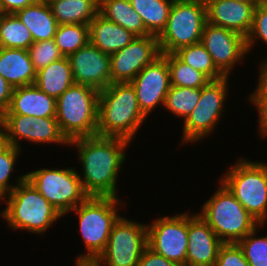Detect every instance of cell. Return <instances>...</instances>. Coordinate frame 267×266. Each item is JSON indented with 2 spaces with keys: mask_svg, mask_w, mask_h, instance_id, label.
<instances>
[{
  "mask_svg": "<svg viewBox=\"0 0 267 266\" xmlns=\"http://www.w3.org/2000/svg\"><path fill=\"white\" fill-rule=\"evenodd\" d=\"M214 266H250L237 243H223Z\"/></svg>",
  "mask_w": 267,
  "mask_h": 266,
  "instance_id": "38",
  "label": "cell"
},
{
  "mask_svg": "<svg viewBox=\"0 0 267 266\" xmlns=\"http://www.w3.org/2000/svg\"><path fill=\"white\" fill-rule=\"evenodd\" d=\"M99 92L74 84L56 100V119L68 141L97 135Z\"/></svg>",
  "mask_w": 267,
  "mask_h": 266,
  "instance_id": "4",
  "label": "cell"
},
{
  "mask_svg": "<svg viewBox=\"0 0 267 266\" xmlns=\"http://www.w3.org/2000/svg\"><path fill=\"white\" fill-rule=\"evenodd\" d=\"M26 179L62 216L89 197L75 168L39 169L27 173Z\"/></svg>",
  "mask_w": 267,
  "mask_h": 266,
  "instance_id": "9",
  "label": "cell"
},
{
  "mask_svg": "<svg viewBox=\"0 0 267 266\" xmlns=\"http://www.w3.org/2000/svg\"><path fill=\"white\" fill-rule=\"evenodd\" d=\"M38 2H41V3H45V4H51L53 1H56V0H37Z\"/></svg>",
  "mask_w": 267,
  "mask_h": 266,
  "instance_id": "44",
  "label": "cell"
},
{
  "mask_svg": "<svg viewBox=\"0 0 267 266\" xmlns=\"http://www.w3.org/2000/svg\"><path fill=\"white\" fill-rule=\"evenodd\" d=\"M0 75L13 87L35 83L36 70L26 49H0Z\"/></svg>",
  "mask_w": 267,
  "mask_h": 266,
  "instance_id": "22",
  "label": "cell"
},
{
  "mask_svg": "<svg viewBox=\"0 0 267 266\" xmlns=\"http://www.w3.org/2000/svg\"><path fill=\"white\" fill-rule=\"evenodd\" d=\"M147 247V225L120 216L104 251L95 261L100 266H138Z\"/></svg>",
  "mask_w": 267,
  "mask_h": 266,
  "instance_id": "10",
  "label": "cell"
},
{
  "mask_svg": "<svg viewBox=\"0 0 267 266\" xmlns=\"http://www.w3.org/2000/svg\"><path fill=\"white\" fill-rule=\"evenodd\" d=\"M99 14L132 32L135 36L151 35L145 29L141 16L134 10L129 0H99Z\"/></svg>",
  "mask_w": 267,
  "mask_h": 266,
  "instance_id": "25",
  "label": "cell"
},
{
  "mask_svg": "<svg viewBox=\"0 0 267 266\" xmlns=\"http://www.w3.org/2000/svg\"><path fill=\"white\" fill-rule=\"evenodd\" d=\"M15 14L31 32L33 42L54 38L59 24L49 4L36 1Z\"/></svg>",
  "mask_w": 267,
  "mask_h": 266,
  "instance_id": "23",
  "label": "cell"
},
{
  "mask_svg": "<svg viewBox=\"0 0 267 266\" xmlns=\"http://www.w3.org/2000/svg\"><path fill=\"white\" fill-rule=\"evenodd\" d=\"M37 0H0V13L14 14L18 10L34 4Z\"/></svg>",
  "mask_w": 267,
  "mask_h": 266,
  "instance_id": "40",
  "label": "cell"
},
{
  "mask_svg": "<svg viewBox=\"0 0 267 266\" xmlns=\"http://www.w3.org/2000/svg\"><path fill=\"white\" fill-rule=\"evenodd\" d=\"M135 37L132 32L105 19L99 13L89 23V42L108 55L123 49Z\"/></svg>",
  "mask_w": 267,
  "mask_h": 266,
  "instance_id": "21",
  "label": "cell"
},
{
  "mask_svg": "<svg viewBox=\"0 0 267 266\" xmlns=\"http://www.w3.org/2000/svg\"><path fill=\"white\" fill-rule=\"evenodd\" d=\"M160 55L157 36H136L123 49L110 55L111 83L131 82Z\"/></svg>",
  "mask_w": 267,
  "mask_h": 266,
  "instance_id": "14",
  "label": "cell"
},
{
  "mask_svg": "<svg viewBox=\"0 0 267 266\" xmlns=\"http://www.w3.org/2000/svg\"><path fill=\"white\" fill-rule=\"evenodd\" d=\"M201 43L225 76H229L234 65L248 53L243 35L208 22L204 26Z\"/></svg>",
  "mask_w": 267,
  "mask_h": 266,
  "instance_id": "15",
  "label": "cell"
},
{
  "mask_svg": "<svg viewBox=\"0 0 267 266\" xmlns=\"http://www.w3.org/2000/svg\"><path fill=\"white\" fill-rule=\"evenodd\" d=\"M144 120L146 116L139 108L130 82L111 83L100 90L97 135L132 141Z\"/></svg>",
  "mask_w": 267,
  "mask_h": 266,
  "instance_id": "2",
  "label": "cell"
},
{
  "mask_svg": "<svg viewBox=\"0 0 267 266\" xmlns=\"http://www.w3.org/2000/svg\"><path fill=\"white\" fill-rule=\"evenodd\" d=\"M167 62L170 70V85L202 88L210 81L203 73L181 61L174 53L167 54Z\"/></svg>",
  "mask_w": 267,
  "mask_h": 266,
  "instance_id": "32",
  "label": "cell"
},
{
  "mask_svg": "<svg viewBox=\"0 0 267 266\" xmlns=\"http://www.w3.org/2000/svg\"><path fill=\"white\" fill-rule=\"evenodd\" d=\"M188 242V212L160 217L147 225L148 248L178 266H186Z\"/></svg>",
  "mask_w": 267,
  "mask_h": 266,
  "instance_id": "12",
  "label": "cell"
},
{
  "mask_svg": "<svg viewBox=\"0 0 267 266\" xmlns=\"http://www.w3.org/2000/svg\"><path fill=\"white\" fill-rule=\"evenodd\" d=\"M207 22L235 31L245 38L249 35L256 3L246 0H205Z\"/></svg>",
  "mask_w": 267,
  "mask_h": 266,
  "instance_id": "18",
  "label": "cell"
},
{
  "mask_svg": "<svg viewBox=\"0 0 267 266\" xmlns=\"http://www.w3.org/2000/svg\"><path fill=\"white\" fill-rule=\"evenodd\" d=\"M134 10L141 16L145 29L159 36L165 29L174 0H129Z\"/></svg>",
  "mask_w": 267,
  "mask_h": 266,
  "instance_id": "27",
  "label": "cell"
},
{
  "mask_svg": "<svg viewBox=\"0 0 267 266\" xmlns=\"http://www.w3.org/2000/svg\"><path fill=\"white\" fill-rule=\"evenodd\" d=\"M27 51L36 72L64 57L54 39L33 42Z\"/></svg>",
  "mask_w": 267,
  "mask_h": 266,
  "instance_id": "35",
  "label": "cell"
},
{
  "mask_svg": "<svg viewBox=\"0 0 267 266\" xmlns=\"http://www.w3.org/2000/svg\"><path fill=\"white\" fill-rule=\"evenodd\" d=\"M138 266H178L176 263L166 259L164 256L159 255L152 251L150 248H146L141 255Z\"/></svg>",
  "mask_w": 267,
  "mask_h": 266,
  "instance_id": "39",
  "label": "cell"
},
{
  "mask_svg": "<svg viewBox=\"0 0 267 266\" xmlns=\"http://www.w3.org/2000/svg\"><path fill=\"white\" fill-rule=\"evenodd\" d=\"M174 54L184 63L203 73L210 81L225 77L201 42L182 47Z\"/></svg>",
  "mask_w": 267,
  "mask_h": 266,
  "instance_id": "29",
  "label": "cell"
},
{
  "mask_svg": "<svg viewBox=\"0 0 267 266\" xmlns=\"http://www.w3.org/2000/svg\"><path fill=\"white\" fill-rule=\"evenodd\" d=\"M13 89L14 88L0 75V118L9 108Z\"/></svg>",
  "mask_w": 267,
  "mask_h": 266,
  "instance_id": "41",
  "label": "cell"
},
{
  "mask_svg": "<svg viewBox=\"0 0 267 266\" xmlns=\"http://www.w3.org/2000/svg\"><path fill=\"white\" fill-rule=\"evenodd\" d=\"M34 84L48 96L57 100L70 86L75 84L68 57L64 56L37 71Z\"/></svg>",
  "mask_w": 267,
  "mask_h": 266,
  "instance_id": "24",
  "label": "cell"
},
{
  "mask_svg": "<svg viewBox=\"0 0 267 266\" xmlns=\"http://www.w3.org/2000/svg\"><path fill=\"white\" fill-rule=\"evenodd\" d=\"M256 39L262 40V42L267 45V8L258 4L254 10L251 31L246 37V46L248 52L254 46L253 44H255Z\"/></svg>",
  "mask_w": 267,
  "mask_h": 266,
  "instance_id": "37",
  "label": "cell"
},
{
  "mask_svg": "<svg viewBox=\"0 0 267 266\" xmlns=\"http://www.w3.org/2000/svg\"><path fill=\"white\" fill-rule=\"evenodd\" d=\"M33 43L29 29L14 14L0 13V45L4 48L28 49Z\"/></svg>",
  "mask_w": 267,
  "mask_h": 266,
  "instance_id": "28",
  "label": "cell"
},
{
  "mask_svg": "<svg viewBox=\"0 0 267 266\" xmlns=\"http://www.w3.org/2000/svg\"><path fill=\"white\" fill-rule=\"evenodd\" d=\"M130 83L136 91L139 108L146 117L158 104L164 105L170 88L167 54H161L145 66Z\"/></svg>",
  "mask_w": 267,
  "mask_h": 266,
  "instance_id": "16",
  "label": "cell"
},
{
  "mask_svg": "<svg viewBox=\"0 0 267 266\" xmlns=\"http://www.w3.org/2000/svg\"><path fill=\"white\" fill-rule=\"evenodd\" d=\"M246 1H251V2H254L256 4H258L259 0H246Z\"/></svg>",
  "mask_w": 267,
  "mask_h": 266,
  "instance_id": "45",
  "label": "cell"
},
{
  "mask_svg": "<svg viewBox=\"0 0 267 266\" xmlns=\"http://www.w3.org/2000/svg\"><path fill=\"white\" fill-rule=\"evenodd\" d=\"M121 201L116 197L89 196L85 201L73 208L79 216L80 232L87 250L77 260L95 261L104 251L112 227L119 219Z\"/></svg>",
  "mask_w": 267,
  "mask_h": 266,
  "instance_id": "6",
  "label": "cell"
},
{
  "mask_svg": "<svg viewBox=\"0 0 267 266\" xmlns=\"http://www.w3.org/2000/svg\"><path fill=\"white\" fill-rule=\"evenodd\" d=\"M53 39L63 56L68 57L89 43V25L60 24Z\"/></svg>",
  "mask_w": 267,
  "mask_h": 266,
  "instance_id": "30",
  "label": "cell"
},
{
  "mask_svg": "<svg viewBox=\"0 0 267 266\" xmlns=\"http://www.w3.org/2000/svg\"><path fill=\"white\" fill-rule=\"evenodd\" d=\"M258 5H261L267 8V0H259Z\"/></svg>",
  "mask_w": 267,
  "mask_h": 266,
  "instance_id": "43",
  "label": "cell"
},
{
  "mask_svg": "<svg viewBox=\"0 0 267 266\" xmlns=\"http://www.w3.org/2000/svg\"><path fill=\"white\" fill-rule=\"evenodd\" d=\"M75 84L88 85L97 90L111 84L110 55L90 42L68 56Z\"/></svg>",
  "mask_w": 267,
  "mask_h": 266,
  "instance_id": "17",
  "label": "cell"
},
{
  "mask_svg": "<svg viewBox=\"0 0 267 266\" xmlns=\"http://www.w3.org/2000/svg\"><path fill=\"white\" fill-rule=\"evenodd\" d=\"M259 82L256 90L250 94V103L254 104L259 113V133L261 137L267 132V59L261 62Z\"/></svg>",
  "mask_w": 267,
  "mask_h": 266,
  "instance_id": "36",
  "label": "cell"
},
{
  "mask_svg": "<svg viewBox=\"0 0 267 266\" xmlns=\"http://www.w3.org/2000/svg\"><path fill=\"white\" fill-rule=\"evenodd\" d=\"M207 23L205 0H174L165 29L158 36L161 54L201 42Z\"/></svg>",
  "mask_w": 267,
  "mask_h": 266,
  "instance_id": "8",
  "label": "cell"
},
{
  "mask_svg": "<svg viewBox=\"0 0 267 266\" xmlns=\"http://www.w3.org/2000/svg\"><path fill=\"white\" fill-rule=\"evenodd\" d=\"M17 186L4 197L7 206L1 215L14 230H28L44 234L62 215L26 179V174L17 178Z\"/></svg>",
  "mask_w": 267,
  "mask_h": 266,
  "instance_id": "3",
  "label": "cell"
},
{
  "mask_svg": "<svg viewBox=\"0 0 267 266\" xmlns=\"http://www.w3.org/2000/svg\"><path fill=\"white\" fill-rule=\"evenodd\" d=\"M130 141L109 136L93 135L69 141L76 145L82 163L83 189L89 196L117 197L116 182L121 165L126 160L125 148Z\"/></svg>",
  "mask_w": 267,
  "mask_h": 266,
  "instance_id": "1",
  "label": "cell"
},
{
  "mask_svg": "<svg viewBox=\"0 0 267 266\" xmlns=\"http://www.w3.org/2000/svg\"><path fill=\"white\" fill-rule=\"evenodd\" d=\"M0 136L10 145L19 149V140L35 143H60L69 145V141L60 130L56 117H31L25 115L4 114L0 118Z\"/></svg>",
  "mask_w": 267,
  "mask_h": 266,
  "instance_id": "13",
  "label": "cell"
},
{
  "mask_svg": "<svg viewBox=\"0 0 267 266\" xmlns=\"http://www.w3.org/2000/svg\"><path fill=\"white\" fill-rule=\"evenodd\" d=\"M189 215L186 266H214L223 242L199 214Z\"/></svg>",
  "mask_w": 267,
  "mask_h": 266,
  "instance_id": "19",
  "label": "cell"
},
{
  "mask_svg": "<svg viewBox=\"0 0 267 266\" xmlns=\"http://www.w3.org/2000/svg\"><path fill=\"white\" fill-rule=\"evenodd\" d=\"M261 224L267 219V164L240 158L220 179Z\"/></svg>",
  "mask_w": 267,
  "mask_h": 266,
  "instance_id": "7",
  "label": "cell"
},
{
  "mask_svg": "<svg viewBox=\"0 0 267 266\" xmlns=\"http://www.w3.org/2000/svg\"><path fill=\"white\" fill-rule=\"evenodd\" d=\"M257 228L248 233L237 244L250 266H267V236L255 237Z\"/></svg>",
  "mask_w": 267,
  "mask_h": 266,
  "instance_id": "34",
  "label": "cell"
},
{
  "mask_svg": "<svg viewBox=\"0 0 267 266\" xmlns=\"http://www.w3.org/2000/svg\"><path fill=\"white\" fill-rule=\"evenodd\" d=\"M5 114L31 117H56V99L41 91L35 84L13 89Z\"/></svg>",
  "mask_w": 267,
  "mask_h": 266,
  "instance_id": "20",
  "label": "cell"
},
{
  "mask_svg": "<svg viewBox=\"0 0 267 266\" xmlns=\"http://www.w3.org/2000/svg\"><path fill=\"white\" fill-rule=\"evenodd\" d=\"M201 210L199 216L223 243H237L261 225L222 182Z\"/></svg>",
  "mask_w": 267,
  "mask_h": 266,
  "instance_id": "5",
  "label": "cell"
},
{
  "mask_svg": "<svg viewBox=\"0 0 267 266\" xmlns=\"http://www.w3.org/2000/svg\"><path fill=\"white\" fill-rule=\"evenodd\" d=\"M228 76L209 81L200 88V98L193 111L187 116L183 126L184 142L195 143L213 132L222 117L228 87Z\"/></svg>",
  "mask_w": 267,
  "mask_h": 266,
  "instance_id": "11",
  "label": "cell"
},
{
  "mask_svg": "<svg viewBox=\"0 0 267 266\" xmlns=\"http://www.w3.org/2000/svg\"><path fill=\"white\" fill-rule=\"evenodd\" d=\"M265 137H267V132L262 136V138H265Z\"/></svg>",
  "mask_w": 267,
  "mask_h": 266,
  "instance_id": "46",
  "label": "cell"
},
{
  "mask_svg": "<svg viewBox=\"0 0 267 266\" xmlns=\"http://www.w3.org/2000/svg\"><path fill=\"white\" fill-rule=\"evenodd\" d=\"M19 154V148L10 145L0 136V201L17 186L9 184V179Z\"/></svg>",
  "mask_w": 267,
  "mask_h": 266,
  "instance_id": "33",
  "label": "cell"
},
{
  "mask_svg": "<svg viewBox=\"0 0 267 266\" xmlns=\"http://www.w3.org/2000/svg\"><path fill=\"white\" fill-rule=\"evenodd\" d=\"M76 266H100L96 261L76 260Z\"/></svg>",
  "mask_w": 267,
  "mask_h": 266,
  "instance_id": "42",
  "label": "cell"
},
{
  "mask_svg": "<svg viewBox=\"0 0 267 266\" xmlns=\"http://www.w3.org/2000/svg\"><path fill=\"white\" fill-rule=\"evenodd\" d=\"M50 7L59 25H89L99 13V0H56Z\"/></svg>",
  "mask_w": 267,
  "mask_h": 266,
  "instance_id": "26",
  "label": "cell"
},
{
  "mask_svg": "<svg viewBox=\"0 0 267 266\" xmlns=\"http://www.w3.org/2000/svg\"><path fill=\"white\" fill-rule=\"evenodd\" d=\"M199 98L200 88L170 85L163 106L173 115L185 120L198 104Z\"/></svg>",
  "mask_w": 267,
  "mask_h": 266,
  "instance_id": "31",
  "label": "cell"
}]
</instances>
